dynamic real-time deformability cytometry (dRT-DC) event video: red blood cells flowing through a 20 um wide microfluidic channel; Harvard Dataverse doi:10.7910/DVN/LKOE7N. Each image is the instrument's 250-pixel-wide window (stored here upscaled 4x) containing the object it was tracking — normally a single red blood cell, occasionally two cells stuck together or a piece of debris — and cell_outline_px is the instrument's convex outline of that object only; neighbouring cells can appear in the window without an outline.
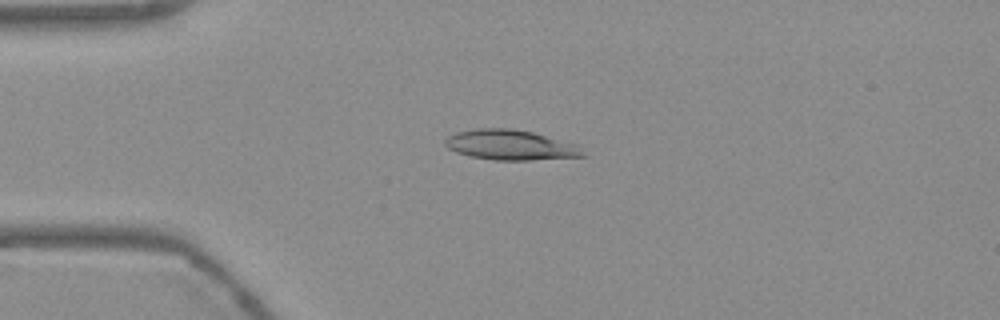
{"species": "Egyptian fruit bat (a non-hibernating species)", "species_latin": "Rousettus aegyptiacus", "temperature_condition": "warm", "stored_images_in_passage": 54, "camera_frame_rate_fps": 3000, "um_per_image_px": 0.085, "frame": {"image": 1, "passage_image": 13, "time_ms": 4.0, "image_size_px": [1000, 320], "cell_outline_px": [[588, 156], [528, 160], [492, 160], [468, 156], [456, 152], [448, 148], [444, 144], [444, 140], [448, 136], [456, 132], [476, 128], [508, 128], [532, 132], [580, 144]], "centroid_in_image_um": [43.43, 12.33], "position_along_channel_um": 41.6, "area_um2": 24.57}}
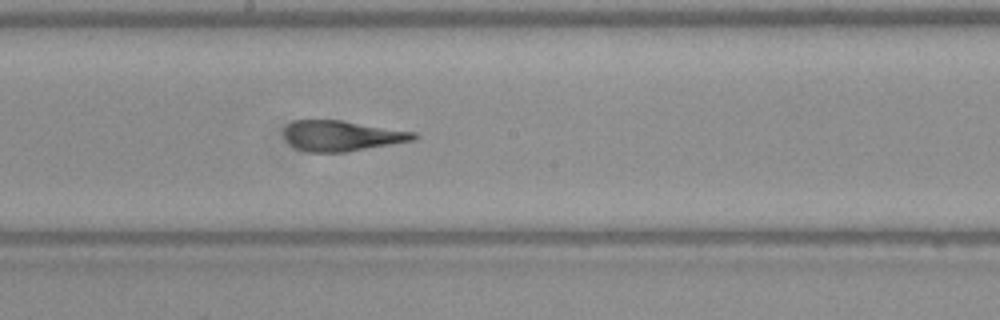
{"frame": {"image": 2, "passage_image": 29, "time_ms": 9.333, "image_size_px": [1000, 320], "cell_outline_px": [[420, 136], [416, 140], [344, 152], [308, 152], [296, 148], [288, 144], [284, 136], [284, 128], [288, 124], [296, 120], [344, 120], [416, 132]], "centroid_in_image_um": [29.07, 11.54], "position_along_channel_um": 219.1, "area_um2": 23.24}}
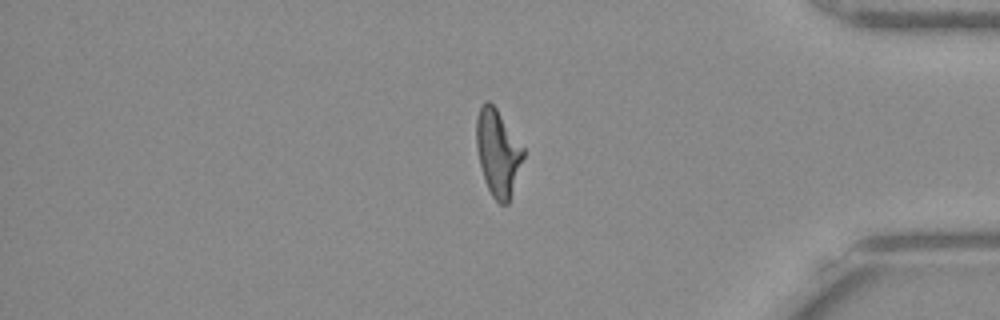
{"frame": {"image": 3, "passage_image": 45, "time_ms": 14.667, "image_size_px": [1000, 320], "cell_outline_px": [[524, 156], [508, 204], [500, 204], [492, 196], [484, 180], [476, 148], [476, 116], [484, 100], [488, 100], [496, 108], [524, 148]], "centroid_in_image_um": [42.3, 12.96], "position_along_channel_um": 392.9, "area_um2": 23.47}, "authors_computed_cell_mechanics": {"area_um2": 23.8425, "velocity_mm_per_s": 3.7755, "shape_relaxation_time_tau1_ms": null, "shape_relaxation_time_tau2_ms": 1.4254, "deformation_change_tau1": null, "deformation_change_tau2": 0.0782}}